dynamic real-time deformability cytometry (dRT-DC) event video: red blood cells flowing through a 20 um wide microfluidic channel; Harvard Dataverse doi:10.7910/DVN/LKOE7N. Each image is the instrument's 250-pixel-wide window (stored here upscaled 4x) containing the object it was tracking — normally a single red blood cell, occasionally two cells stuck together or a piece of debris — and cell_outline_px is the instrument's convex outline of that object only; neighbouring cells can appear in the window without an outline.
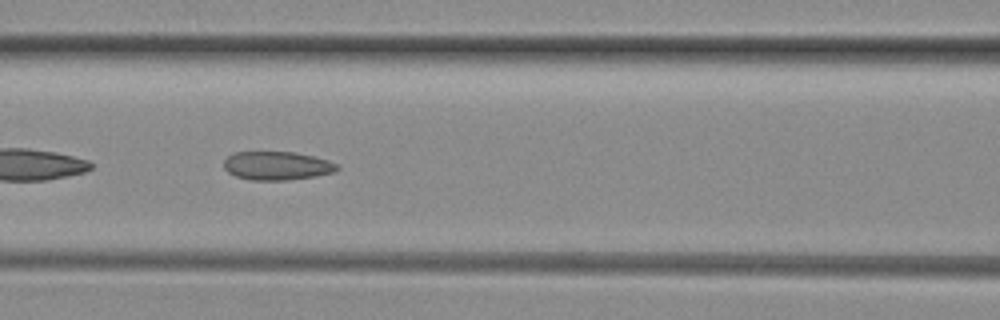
{"species": "common noctule bat (a hibernating species)", "species_latin": "Nyctalus noctula", "temperature_condition": "room temperature", "stored_images_in_passage": 46, "camera_frame_rate_fps": 3000, "um_per_image_px": 0.085, "animal": {"sex": "female", "body_mass_g": 29.2, "forearm_length_mm": 56.3}, "frame": {"image": 1, "passage_image": 20, "time_ms": 6.333, "image_size_px": [1000, 320], "cell_outline_px": [[340, 168], [336, 172], [316, 176], [288, 180], [252, 180], [236, 176], [228, 172], [224, 168], [224, 160], [232, 152], [296, 152], [328, 160], [336, 164]], "centroid_in_image_um": [23.55, 14.09], "position_along_channel_um": 143.1, "area_um2": 18.9}, "authors_computed_cell_mechanics": {"area_um2": 19.4208, "velocity_mm_per_s": 4.1365, "shape_relaxation_time_tau1_ms": null, "shape_relaxation_time_tau2_ms": 2.4482, "deformation_change_tau1": null, "deformation_change_tau2": 0.1036}}